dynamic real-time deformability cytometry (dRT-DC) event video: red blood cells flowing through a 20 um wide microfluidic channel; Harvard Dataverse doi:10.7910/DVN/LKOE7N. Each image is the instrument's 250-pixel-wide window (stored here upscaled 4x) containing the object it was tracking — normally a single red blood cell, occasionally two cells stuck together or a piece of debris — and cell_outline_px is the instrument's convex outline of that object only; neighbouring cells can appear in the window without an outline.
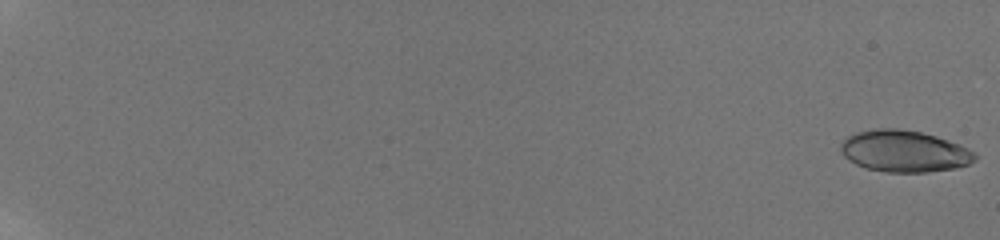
{"species": "human", "species_latin": "Homo sapiens", "temperature_condition": "room temperature", "stored_images_in_passage": 36, "camera_frame_rate_fps": 3000, "um_per_image_px": 0.085, "donor": {"sex": "male"}, "frame": {"image": 1, "passage_image": 1, "time_ms": 0.0, "image_size_px": [1000, 240], "cell_outline_px": [[976, 160], [968, 164], [956, 168], [928, 172], [884, 172], [864, 168], [856, 164], [844, 156], [840, 152], [840, 144], [848, 136], [856, 132], [876, 128], [896, 128], [920, 132], [936, 136], [960, 144], [976, 152]], "centroid_in_image_um": [76.86, 12.85], "position_along_channel_um": 8.1, "area_um2": 32.77}}
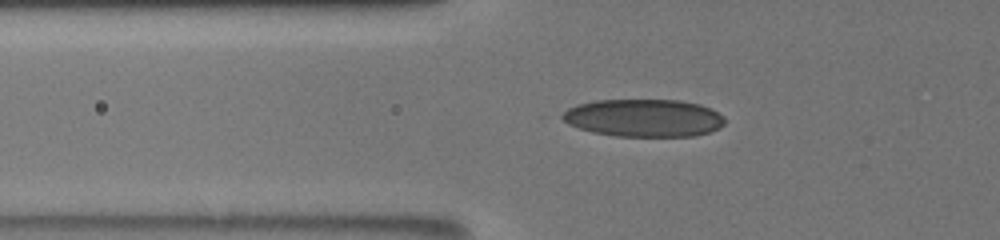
{"frame": {"image": 2, "passage_image": 31, "time_ms": 8.0, "image_size_px": [1000, 240], "cell_outline_px": [[724, 124], [708, 132], [696, 136], [616, 136], [592, 132], [568, 124], [556, 116], [568, 108], [580, 104], [596, 100], [680, 100], [700, 104], [712, 108], [724, 116]], "centroid_in_image_um": [54.69, 10.02], "position_along_channel_um": 71.1, "area_um2": 35.84}}
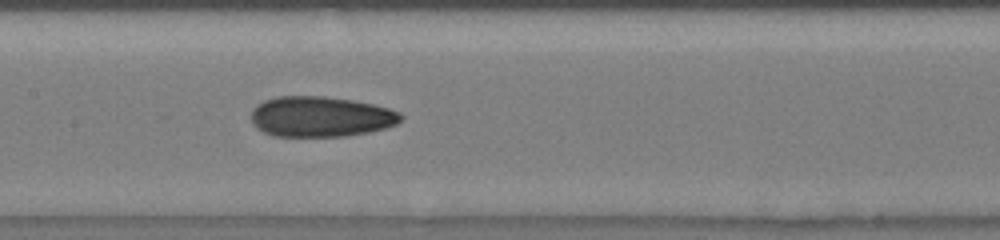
{"frame": {"image": 3, "passage_image": 36, "time_ms": 11.0, "image_size_px": [1000, 240], "cell_outline_px": [[404, 120], [396, 124], [384, 128], [368, 132], [344, 136], [272, 136], [256, 128], [252, 124], [252, 108], [256, 104], [264, 100], [276, 96], [324, 96], [352, 100], [372, 104], [388, 108], [400, 112], [404, 116]], "centroid_in_image_um": [27.24, 9.91], "position_along_channel_um": 180.2, "area_um2": 35.49}}